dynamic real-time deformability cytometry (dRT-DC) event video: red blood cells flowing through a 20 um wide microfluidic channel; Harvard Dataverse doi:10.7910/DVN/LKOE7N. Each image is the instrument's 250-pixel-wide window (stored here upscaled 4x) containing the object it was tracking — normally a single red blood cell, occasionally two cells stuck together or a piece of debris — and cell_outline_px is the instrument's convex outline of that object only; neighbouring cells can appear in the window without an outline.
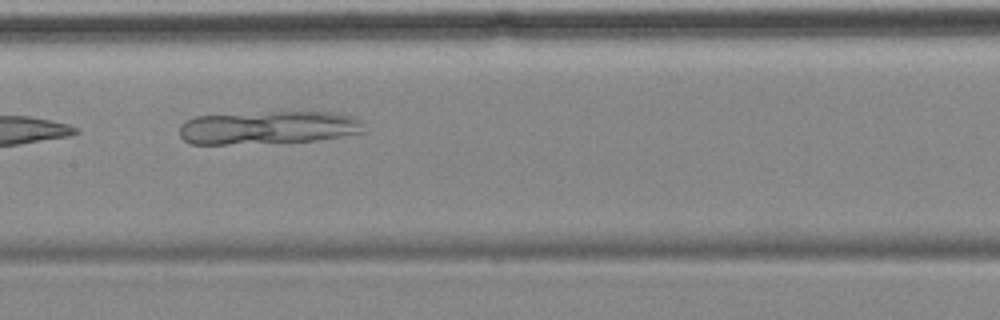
{"species": "common noctule bat (a hibernating species)", "species_latin": "Nyctalus noctula", "temperature_condition": "cold", "stored_images_in_passage": 10, "camera_frame_rate_fps": 3000, "um_per_image_px": 0.085, "animal": {"sex": "female", "body_mass_g": 18.4}, "frame": {"image": 1, "passage_image": 4, "time_ms": 3.667, "image_size_px": [1000, 320], "cell_outline_px": [[364, 132], [316, 140], [228, 144], [192, 144], [184, 140], [180, 136], [180, 124], [196, 116], [272, 112], [336, 112], [352, 116], [360, 120]], "centroid_in_image_um": [22.78, 10.84], "position_along_channel_um": 184.6, "area_um2": 35.2}}
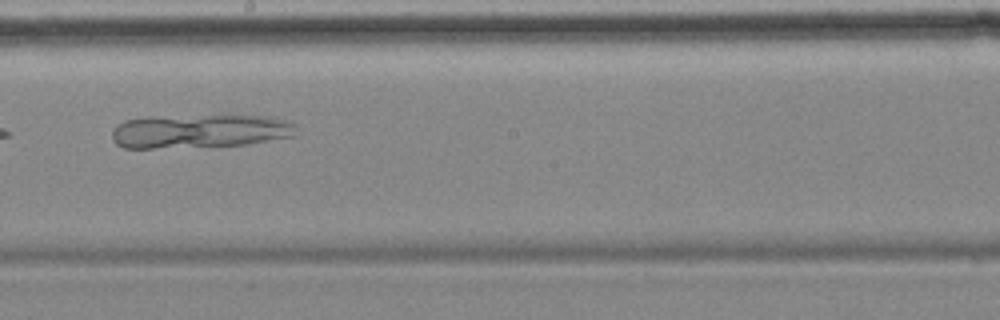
{"frame": {"image": 2, "passage_image": 5, "time_ms": 5.0, "image_size_px": [1000, 320], "cell_outline_px": [[296, 136], [244, 144], [152, 148], [124, 148], [116, 144], [112, 140], [112, 132], [124, 120], [144, 116], [268, 116], [292, 120], [296, 124]], "centroid_in_image_um": [17.0, 11.13], "position_along_channel_um": 231.2, "area_um2": 36.24}}
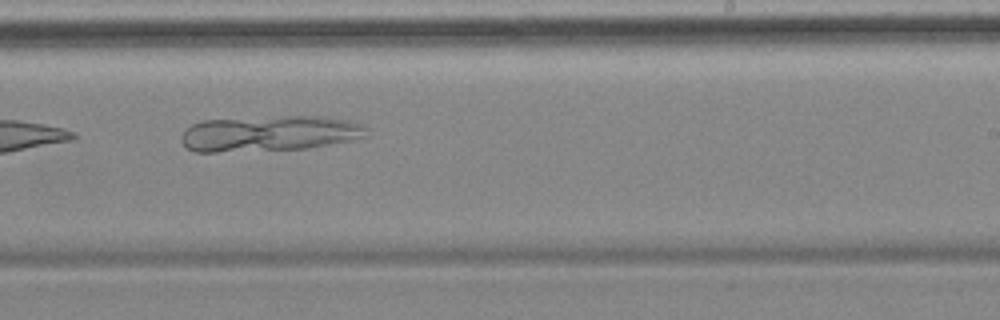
{"frame": {"image": 3, "passage_image": 6, "time_ms": 6.0, "image_size_px": [1000, 320], "cell_outline_px": [[368, 136], [352, 140], [308, 148], [216, 152], [196, 152], [188, 148], [180, 140], [180, 136], [192, 124], [200, 120], [288, 116], [324, 116], [352, 120], [368, 128]], "centroid_in_image_um": [22.94, 11.34], "position_along_channel_um": 266.1, "area_um2": 38.67}}